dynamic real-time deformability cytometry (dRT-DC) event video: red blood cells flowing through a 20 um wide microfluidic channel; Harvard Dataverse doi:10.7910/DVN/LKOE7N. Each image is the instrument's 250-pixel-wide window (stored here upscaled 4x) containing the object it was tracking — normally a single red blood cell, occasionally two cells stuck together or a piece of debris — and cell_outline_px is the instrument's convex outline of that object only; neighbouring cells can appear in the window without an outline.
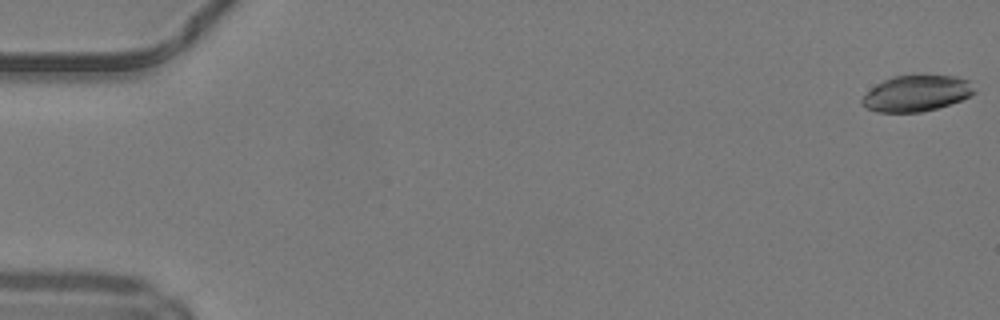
{"species": "common noctule bat (a hibernating species)", "species_latin": "Nyctalus noctula", "temperature_condition": "warm", "stored_images_in_passage": 22, "camera_frame_rate_fps": 3000, "um_per_image_px": 0.085, "animal": {"sex": "male", "body_mass_g": 19.2, "forearm_length_mm": 51.8}, "frame": {"image": 1, "passage_image": 1, "time_ms": 0.0, "image_size_px": [1000, 320], "cell_outline_px": [[976, 92], [960, 100], [936, 108], [920, 112], [876, 112], [860, 104], [860, 100], [876, 84], [892, 76], [916, 72], [920, 72], [956, 76], [968, 80]], "centroid_in_image_um": [77.89, 7.87], "position_along_channel_um": 7.1, "area_um2": 24.16}}
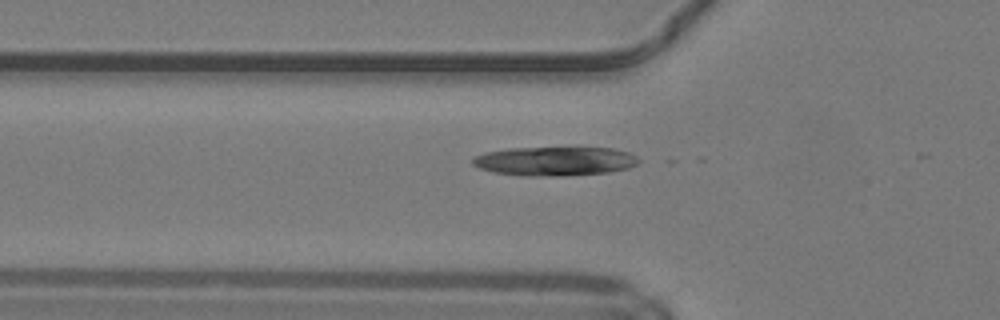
{"frame": {"image": 2, "passage_image": 18, "time_ms": 5.667, "image_size_px": [1000, 320], "cell_outline_px": [[640, 160], [636, 164], [628, 168], [608, 172], [560, 176], [520, 176], [492, 172], [480, 168], [472, 164], [472, 156], [484, 152], [508, 148], [580, 144], [612, 148], [628, 152], [636, 156]], "centroid_in_image_um": [47.15, 13.64], "position_along_channel_um": 78.6, "area_um2": 29.71}}
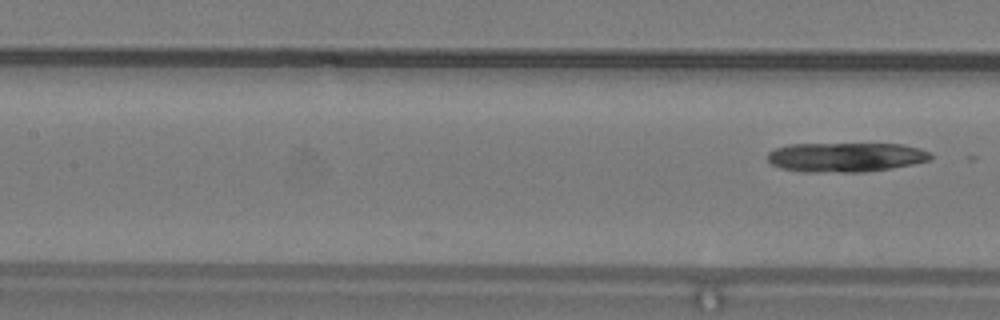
{"frame": {"image": 3, "passage_image": 22, "time_ms": 7.0, "image_size_px": [1000, 320], "cell_outline_px": [[932, 160], [912, 164], [864, 172], [804, 172], [780, 168], [772, 164], [768, 160], [768, 152], [776, 148], [788, 144], [904, 144], [932, 152]], "centroid_in_image_um": [71.89, 13.36], "position_along_channel_um": 135.5, "area_um2": 28.03}}